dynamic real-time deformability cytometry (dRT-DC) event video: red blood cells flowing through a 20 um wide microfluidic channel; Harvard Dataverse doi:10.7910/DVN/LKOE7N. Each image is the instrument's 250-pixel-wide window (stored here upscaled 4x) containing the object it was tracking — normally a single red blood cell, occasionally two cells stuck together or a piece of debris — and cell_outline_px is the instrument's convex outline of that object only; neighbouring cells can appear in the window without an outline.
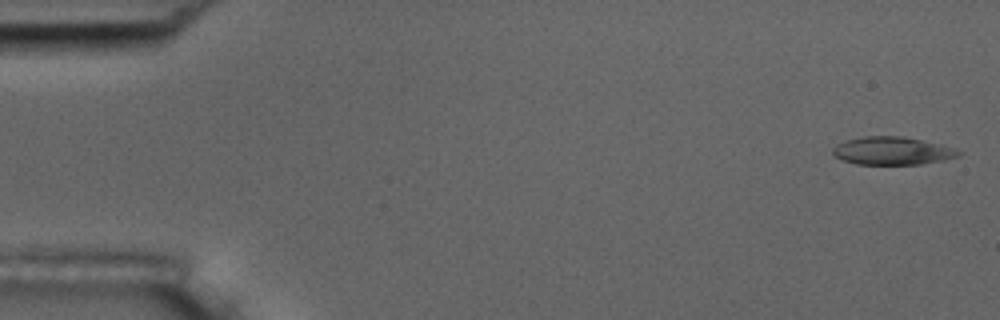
{"species": "common noctule bat (a hibernating species)", "species_latin": "Nyctalus noctula", "temperature_condition": "room temperature", "stored_images_in_passage": 7, "camera_frame_rate_fps": 3000, "um_per_image_px": 0.085, "animal": {"sex": "male", "body_mass_g": 17.5, "forearm_length_mm": 52.3}, "frame": {"image": 1, "passage_image": 1, "time_ms": 0.0, "image_size_px": [1000, 320], "cell_outline_px": [[964, 152], [960, 156], [944, 160], [920, 164], [856, 164], [844, 160], [836, 156], [832, 152], [832, 148], [836, 144], [844, 140], [864, 136], [904, 136], [940, 144], [956, 148]], "centroid_in_image_um": [75.88, 12.81], "position_along_channel_um": 9.1, "area_um2": 20.63}}
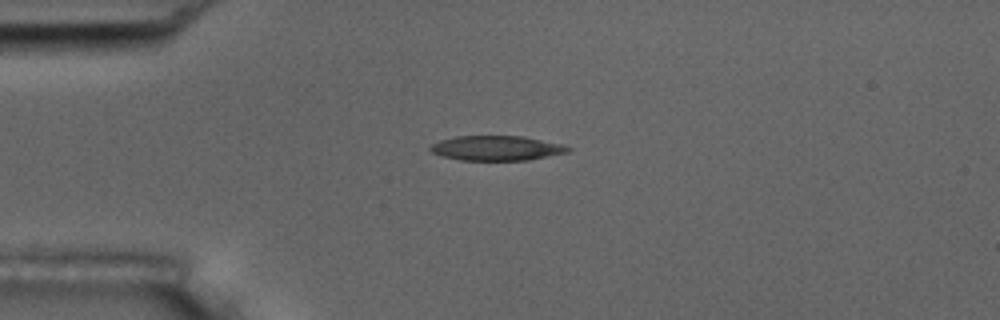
{"frame": {"image": 2, "passage_image": 5, "time_ms": 4.0, "image_size_px": [1000, 320], "cell_outline_px": [[572, 148], [568, 152], [528, 160], [460, 160], [444, 156], [432, 152], [428, 148], [432, 144], [440, 140], [456, 136], [524, 136], [564, 144]], "centroid_in_image_um": [42.24, 12.58], "position_along_channel_um": 42.8, "area_um2": 19.88}}